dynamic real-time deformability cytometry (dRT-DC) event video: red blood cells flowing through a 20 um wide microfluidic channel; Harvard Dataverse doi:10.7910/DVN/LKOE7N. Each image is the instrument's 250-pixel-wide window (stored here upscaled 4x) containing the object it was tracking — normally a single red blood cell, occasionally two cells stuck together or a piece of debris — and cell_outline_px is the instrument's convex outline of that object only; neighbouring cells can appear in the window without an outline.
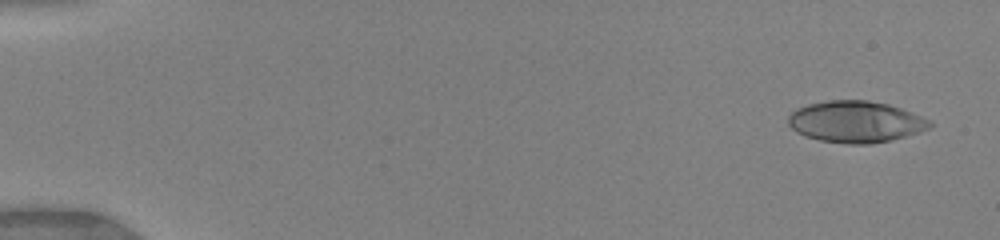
{"species": "human", "species_latin": "Homo sapiens", "temperature_condition": "warm", "stored_images_in_passage": 9, "camera_frame_rate_fps": 3000, "um_per_image_px": 0.085, "donor": {"sex": "female"}, "frame": {"image": 1, "passage_image": 1, "time_ms": 0.0, "image_size_px": [1000, 240], "cell_outline_px": [[932, 124], [928, 128], [920, 132], [888, 140], [868, 144], [848, 144], [820, 140], [804, 136], [796, 132], [788, 124], [788, 116], [796, 108], [808, 104], [828, 100], [868, 100], [888, 104], [912, 112], [928, 120]], "centroid_in_image_um": [72.68, 10.34], "position_along_channel_um": 12.3, "area_um2": 34.04}}
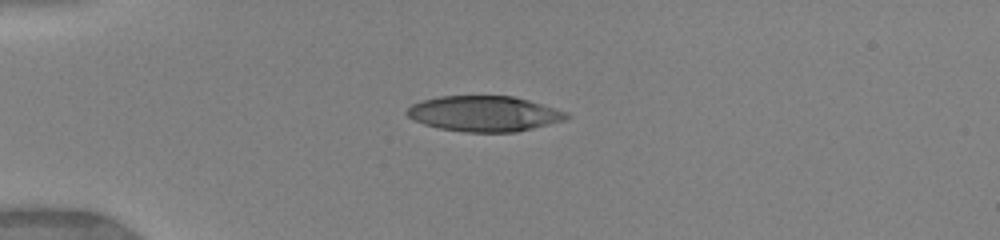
{"frame": {"image": 2, "passage_image": 6, "time_ms": 3.667, "image_size_px": [1000, 240], "cell_outline_px": [[572, 116], [568, 120], [516, 132], [464, 132], [440, 128], [424, 124], [412, 120], [404, 112], [412, 104], [420, 100], [440, 96], [512, 96], [528, 100], [556, 108], [568, 112]], "centroid_in_image_um": [41.18, 9.66], "position_along_channel_um": 43.8, "area_um2": 33.29}}